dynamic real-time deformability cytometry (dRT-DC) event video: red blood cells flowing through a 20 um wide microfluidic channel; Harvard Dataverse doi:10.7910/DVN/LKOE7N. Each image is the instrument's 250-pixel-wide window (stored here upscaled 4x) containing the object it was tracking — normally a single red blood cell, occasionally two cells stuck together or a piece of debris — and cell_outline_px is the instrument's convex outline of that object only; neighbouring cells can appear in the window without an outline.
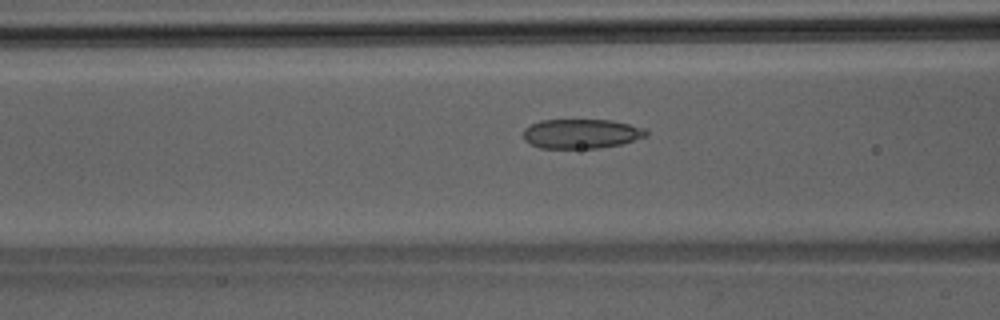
{"species": "Egyptian fruit bat (a non-hibernating species)", "species_latin": "Rousettus aegyptiacus", "temperature_condition": "room temperature", "stored_images_in_passage": 45, "camera_frame_rate_fps": 3000, "um_per_image_px": 0.085, "animal": {"sex": "male"}, "frame": {"image": 1, "passage_image": 18, "time_ms": 5.667, "image_size_px": [1000, 320], "cell_outline_px": [[648, 136], [620, 144], [600, 148], [540, 148], [528, 144], [524, 140], [524, 128], [540, 120], [612, 120], [644, 128], [648, 132]], "centroid_in_image_um": [49.39, 11.37], "position_along_channel_um": 117.2, "area_um2": 21.15}}
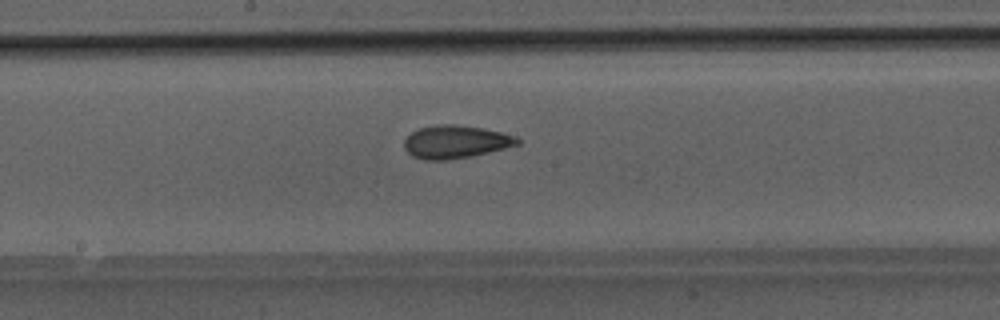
{"frame": {"image": 2, "passage_image": 24, "time_ms": 7.667, "image_size_px": [1000, 320], "cell_outline_px": [[520, 144], [488, 152], [448, 160], [424, 160], [412, 156], [404, 148], [404, 140], [412, 132], [420, 128], [436, 124], [452, 124], [484, 128], [516, 136], [520, 140]], "centroid_in_image_um": [38.71, 12.05], "position_along_channel_um": 209.5, "area_um2": 21.62}}
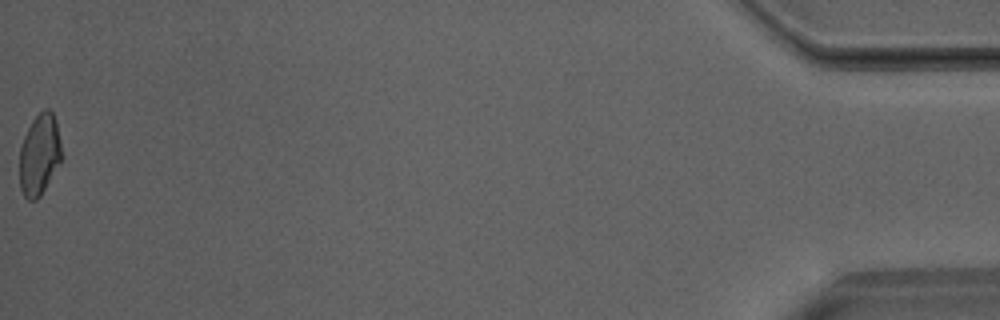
{"frame": {"image": 3, "passage_image": 45, "time_ms": 14.667, "image_size_px": [1000, 320], "cell_outline_px": [[64, 156], [40, 196], [36, 200], [28, 200], [24, 196], [20, 188], [20, 148], [24, 136], [32, 120], [44, 108], [48, 108], [52, 112], [56, 120]], "centroid_in_image_um": [3.38, 13.13], "position_along_channel_um": 431.8, "area_um2": 20.06}}